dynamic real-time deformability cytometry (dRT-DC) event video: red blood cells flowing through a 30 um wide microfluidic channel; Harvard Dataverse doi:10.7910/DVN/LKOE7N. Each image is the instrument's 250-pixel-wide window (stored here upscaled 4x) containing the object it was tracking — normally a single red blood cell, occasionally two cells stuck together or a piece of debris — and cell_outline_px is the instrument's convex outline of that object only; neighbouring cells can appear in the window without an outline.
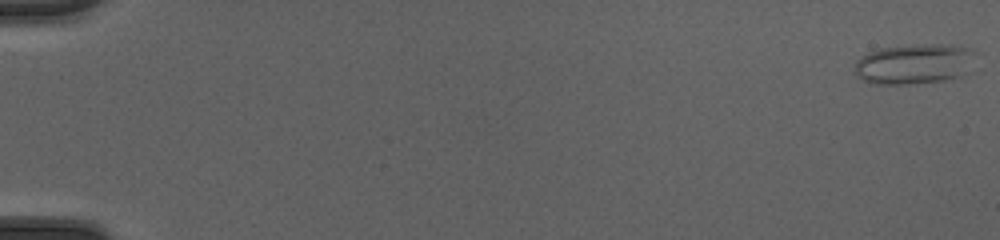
{"species": "common noctule bat (a hibernating species)", "species_latin": "Nyctalus noctula", "temperature_condition": "cold", "stored_images_in_passage": 50, "camera_frame_rate_fps": 3000, "um_per_image_px": 0.085, "animal": {"sex": "female", "body_mass_g": 20.0, "forearm_length_mm": 54.0}, "frame": {"image": 1, "passage_image": 1, "time_ms": 0.0, "image_size_px": [1000, 240], "cell_outline_px": [[976, 52], [964, 72], [960, 76], [952, 80], [908, 84], [868, 84], [856, 76], [856, 60], [868, 52], [880, 48], [924, 44], [948, 44], [972, 48]], "centroid_in_image_um": [77.68, 5.44], "position_along_channel_um": 7.3, "area_um2": 28.44}}
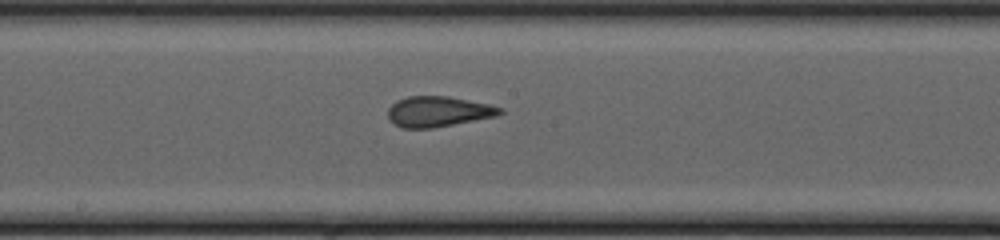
{"frame": {"image": 2, "passage_image": 29, "time_ms": 9.333, "image_size_px": [1000, 240], "cell_outline_px": [[504, 112], [496, 116], [432, 128], [400, 128], [388, 120], [388, 108], [396, 100], [408, 96], [448, 96], [488, 104], [504, 108]], "centroid_in_image_um": [37.22, 9.48], "position_along_channel_um": 211.0, "area_um2": 19.94}}
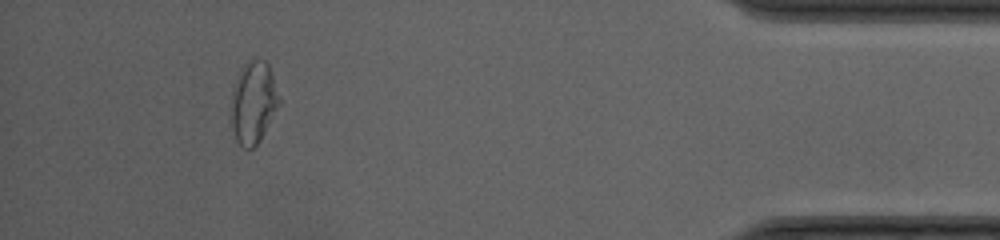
{"frame": {"image": 3, "passage_image": 47, "time_ms": 15.333, "image_size_px": [1000, 240], "cell_outline_px": [[280, 104], [260, 140], [252, 148], [244, 148], [236, 140], [228, 116], [232, 92], [240, 72], [244, 64], [248, 60], [264, 60], [268, 64], [272, 72], [280, 100]], "centroid_in_image_um": [21.51, 8.73], "position_along_channel_um": 413.7, "area_um2": 23.06}, "authors_computed_cell_mechanics": {"area_um2": 21.4727, "velocity_mm_per_s": 4.2438, "shape_relaxation_time_tau1_ms": 10.4835, "shape_relaxation_time_tau2_ms": 1.0055, "deformation_change_tau1": 0.2179, "deformation_change_tau2": 0.0712}}